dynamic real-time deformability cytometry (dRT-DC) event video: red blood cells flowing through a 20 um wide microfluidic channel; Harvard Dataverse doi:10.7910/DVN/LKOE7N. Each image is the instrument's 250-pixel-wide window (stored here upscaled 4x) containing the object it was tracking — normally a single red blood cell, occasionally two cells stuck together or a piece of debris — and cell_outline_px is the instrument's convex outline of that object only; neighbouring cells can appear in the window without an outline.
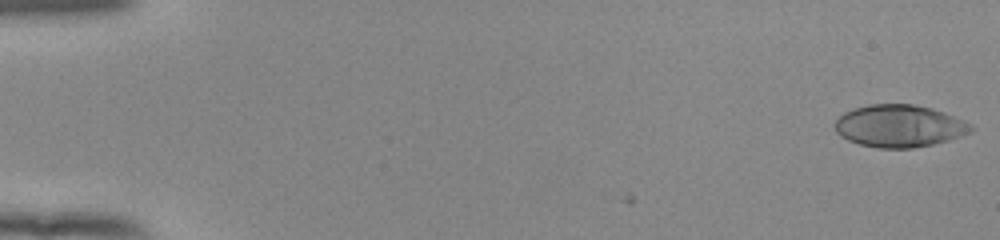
{"species": "human", "species_latin": "Homo sapiens", "temperature_condition": "room temperature", "stored_images_in_passage": 54, "camera_frame_rate_fps": 3000, "um_per_image_px": 0.085, "donor": {"sex": "female"}, "frame": {"image": 1, "passage_image": 1, "time_ms": 0.0, "image_size_px": [1000, 240], "cell_outline_px": [[972, 132], [948, 140], [932, 144], [912, 148], [876, 148], [860, 144], [848, 140], [840, 136], [836, 132], [836, 120], [844, 112], [868, 104], [912, 104], [932, 108], [944, 112], [972, 124]], "centroid_in_image_um": [76.44, 10.71], "position_along_channel_um": 8.6, "area_um2": 33.41}}
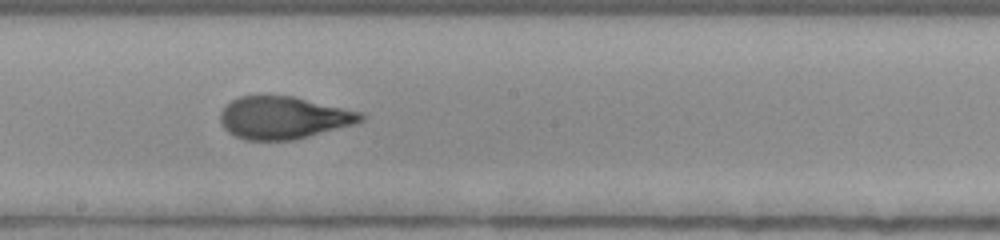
{"frame": {"image": 2, "passage_image": 31, "time_ms": 10.0, "image_size_px": [1000, 240], "cell_outline_px": [[368, 116], [364, 120], [352, 124], [308, 136], [292, 140], [244, 140], [228, 132], [224, 128], [220, 120], [220, 112], [232, 100], [240, 96], [292, 96], [364, 112]], "centroid_in_image_um": [24.11, 10.0], "position_along_channel_um": 224.1, "area_um2": 34.56}}
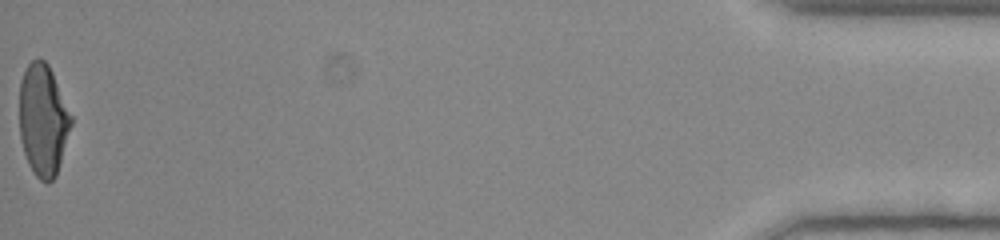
{"frame": {"image": 3, "passage_image": 54, "time_ms": 17.667, "image_size_px": [1000, 240], "cell_outline_px": [[72, 124], [56, 176], [48, 184], [40, 180], [32, 172], [28, 164], [24, 152], [20, 136], [20, 80], [28, 64], [36, 56], [40, 56], [48, 64], [52, 72], [72, 116]], "centroid_in_image_um": [3.66, 10.2], "position_along_channel_um": 431.5, "area_um2": 33.76}, "authors_computed_cell_mechanics": {"area_um2": 34.0731, "velocity_mm_per_s": 3.9038, "shape_relaxation_time_tau1_ms": 7.1901, "shape_relaxation_time_tau2_ms": 0.9273, "deformation_change_tau1": 0.2692, "deformation_change_tau2": 0.0773}}